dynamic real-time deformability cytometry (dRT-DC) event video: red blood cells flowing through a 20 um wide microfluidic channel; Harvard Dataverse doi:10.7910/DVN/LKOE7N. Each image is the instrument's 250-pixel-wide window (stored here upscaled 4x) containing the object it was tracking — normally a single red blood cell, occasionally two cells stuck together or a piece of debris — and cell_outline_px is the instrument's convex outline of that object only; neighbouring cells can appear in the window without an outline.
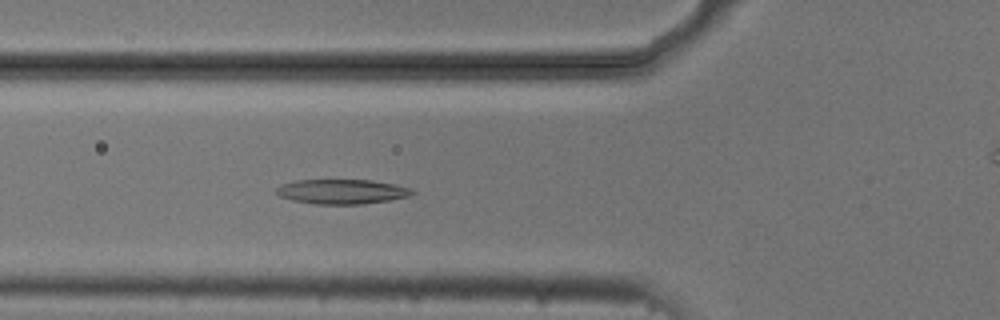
{"species": "common noctule bat (a hibernating species)", "species_latin": "Nyctalus noctula", "temperature_condition": "cold", "stored_images_in_passage": 54, "camera_frame_rate_fps": 3000, "um_per_image_px": 0.085, "animal": {"sex": "male", "body_mass_g": 20.5, "forearm_length_mm": 52.5}, "frame": {"image": 1, "passage_image": 19, "time_ms": 6.0, "image_size_px": [1000, 320], "cell_outline_px": [[416, 192], [408, 196], [388, 200], [360, 204], [316, 204], [292, 200], [280, 196], [276, 192], [276, 188], [280, 184], [296, 180], [372, 180], [412, 188]], "centroid_in_image_um": [29.04, 16.28], "position_along_channel_um": 96.8, "area_um2": 19.42}}
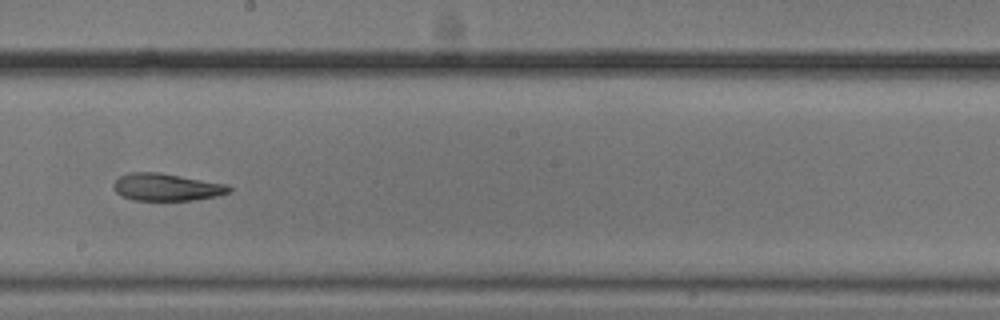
{"frame": {"image": 2, "passage_image": 30, "time_ms": 9.667, "image_size_px": [1000, 320], "cell_outline_px": [[232, 192], [216, 196], [192, 200], [132, 200], [120, 196], [112, 188], [112, 184], [120, 176], [128, 172], [160, 172], [224, 184], [232, 188]], "centroid_in_image_um": [14.1, 15.91], "position_along_channel_um": 234.1, "area_um2": 18.44}}
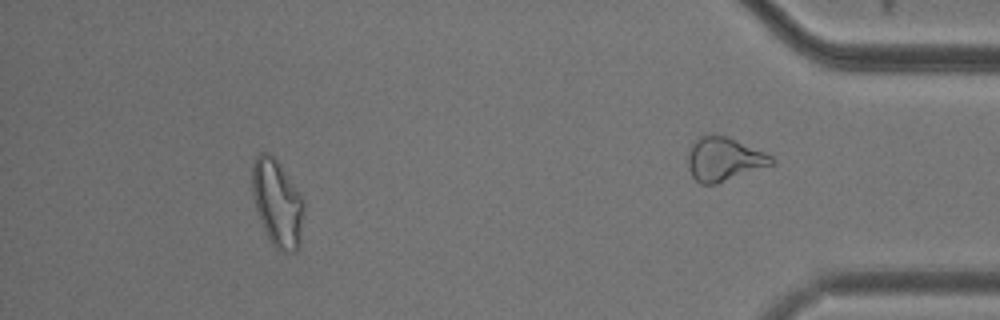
{"frame": {"image": 3, "passage_image": 49, "time_ms": 16.0, "image_size_px": [1000, 320], "cell_outline_px": [[304, 204], [300, 248], [296, 252], [284, 252], [276, 248], [268, 240], [260, 220], [252, 196], [252, 164], [256, 156], [260, 152], [268, 152], [280, 164], [300, 192], [304, 200]], "centroid_in_image_um": [23.58, 17.28], "position_along_channel_um": 411.6, "area_um2": 26.53}, "authors_computed_cell_mechanics": {"area_um2": 20.5479, "velocity_mm_per_s": 3.7217, "shape_relaxation_time_tau1_ms": 10.4074, "shape_relaxation_time_tau2_ms": 6.2237, "deformation_change_tau1": 0.2345, "deformation_change_tau2": 0.1506}}